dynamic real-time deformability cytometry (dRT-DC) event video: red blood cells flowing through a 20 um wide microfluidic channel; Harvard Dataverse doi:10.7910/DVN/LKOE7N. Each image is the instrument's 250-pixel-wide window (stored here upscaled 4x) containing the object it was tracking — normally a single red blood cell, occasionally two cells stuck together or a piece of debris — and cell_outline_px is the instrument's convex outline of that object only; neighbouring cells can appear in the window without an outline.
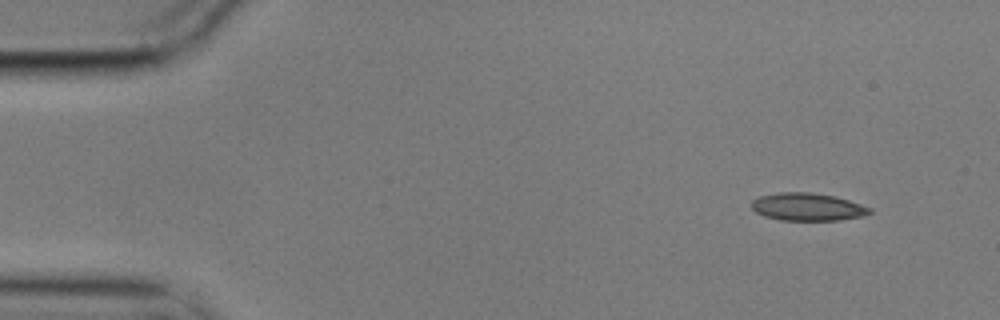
{"species": "common noctule bat (a hibernating species)", "species_latin": "Nyctalus noctula", "temperature_condition": "cold", "stored_images_in_passage": 5, "segment_of_instrument_passage": [2, 2], "camera_frame_rate_fps": 3000, "um_per_image_px": 0.085, "animal": {"sex": "male", "body_mass_g": 17.9}, "frame": {"image": 1, "passage_image": 5, "time_ms": 1.333, "image_size_px": [1000, 320], "cell_outline_px": [[872, 212], [864, 216], [840, 220], [780, 220], [764, 216], [756, 212], [752, 208], [752, 200], [760, 196], [780, 192], [812, 192], [832, 196], [848, 200], [872, 208]], "centroid_in_image_um": [68.65, 17.59], "position_along_channel_um": 16.4, "area_um2": 19.02}}